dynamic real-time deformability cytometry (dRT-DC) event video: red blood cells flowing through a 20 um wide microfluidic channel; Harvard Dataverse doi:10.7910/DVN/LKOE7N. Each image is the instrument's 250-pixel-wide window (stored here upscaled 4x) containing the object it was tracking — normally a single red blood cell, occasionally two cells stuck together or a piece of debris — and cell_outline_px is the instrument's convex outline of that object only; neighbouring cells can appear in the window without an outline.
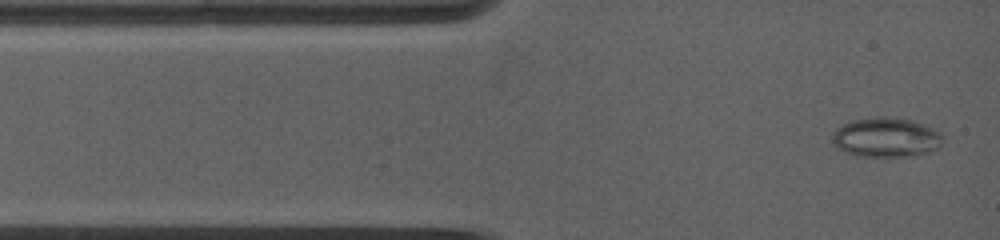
{"species": "common noctule bat (a hibernating species)", "species_latin": "Nyctalus noctula", "temperature_condition": "warm", "stored_images_in_passage": 16, "camera_frame_rate_fps": 5000, "um_per_image_px": 0.085, "animal": {"sex": "female", "body_mass_g": 19.0, "forearm_length_mm": 53.3}, "frame": {"image": 1, "passage_image": 1, "time_ms": 0.0, "image_size_px": [1000, 240], "cell_outline_px": [[940, 144], [936, 148], [928, 152], [908, 156], [860, 156], [848, 152], [832, 144], [832, 132], [836, 128], [852, 120], [884, 116], [912, 120], [924, 124], [940, 132]], "centroid_in_image_um": [75.28, 11.66], "position_along_channel_um": 9.7, "area_um2": 25.09}}
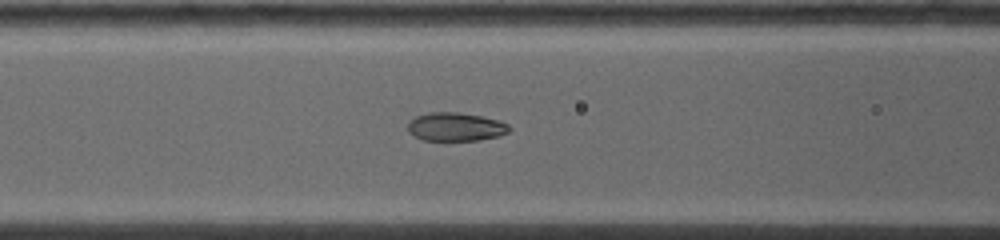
{"frame": {"image": 2, "passage_image": 10, "time_ms": 4.0, "image_size_px": [1000, 240], "cell_outline_px": [[512, 128], [508, 132], [500, 136], [480, 140], [424, 140], [408, 132], [408, 120], [416, 116], [428, 112], [460, 112], [484, 116], [500, 120], [508, 124]], "centroid_in_image_um": [38.76, 10.76], "position_along_channel_um": 127.8, "area_um2": 17.11}}
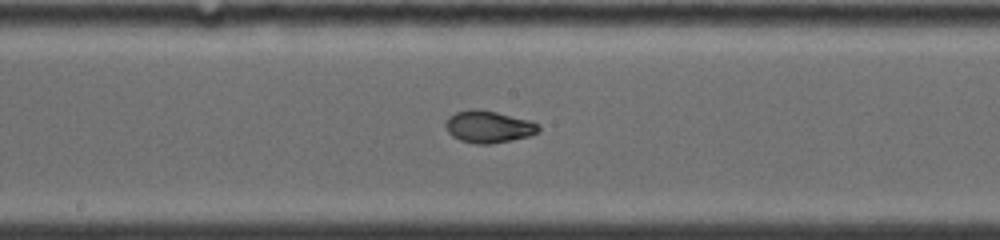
{"frame": {"image": 3, "passage_image": 15, "time_ms": 6.0, "image_size_px": [1000, 240], "cell_outline_px": [[540, 132], [532, 136], [512, 140], [488, 144], [476, 144], [460, 140], [452, 136], [448, 132], [444, 124], [448, 116], [456, 112], [472, 108], [476, 108], [496, 112], [528, 120], [540, 124]], "centroid_in_image_um": [41.53, 10.77], "position_along_channel_um": 206.7, "area_um2": 17.57}}